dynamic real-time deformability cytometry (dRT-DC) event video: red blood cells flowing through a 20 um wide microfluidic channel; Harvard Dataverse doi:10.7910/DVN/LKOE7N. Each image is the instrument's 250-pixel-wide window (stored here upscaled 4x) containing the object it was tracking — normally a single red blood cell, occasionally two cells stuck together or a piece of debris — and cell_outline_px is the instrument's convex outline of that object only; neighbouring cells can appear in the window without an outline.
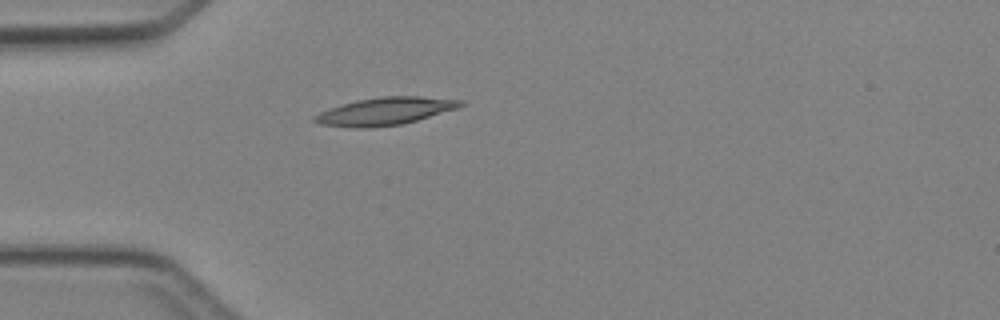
{"species": "Egyptian fruit bat (a non-hibernating species)", "species_latin": "Rousettus aegyptiacus", "temperature_condition": "cold", "stored_images_in_passage": 3, "camera_frame_rate_fps": 3000, "um_per_image_px": 0.085, "animal": {"sex": "female"}, "frame": {"image": 1, "passage_image": 3, "time_ms": 2.333, "image_size_px": [1000, 320], "cell_outline_px": [[464, 104], [460, 108], [416, 120], [400, 124], [368, 128], [356, 128], [320, 124], [312, 120], [312, 116], [328, 108], [356, 100], [380, 96], [420, 96], [464, 100]], "centroid_in_image_um": [32.73, 9.44], "position_along_channel_um": 52.3, "area_um2": 23.58}}